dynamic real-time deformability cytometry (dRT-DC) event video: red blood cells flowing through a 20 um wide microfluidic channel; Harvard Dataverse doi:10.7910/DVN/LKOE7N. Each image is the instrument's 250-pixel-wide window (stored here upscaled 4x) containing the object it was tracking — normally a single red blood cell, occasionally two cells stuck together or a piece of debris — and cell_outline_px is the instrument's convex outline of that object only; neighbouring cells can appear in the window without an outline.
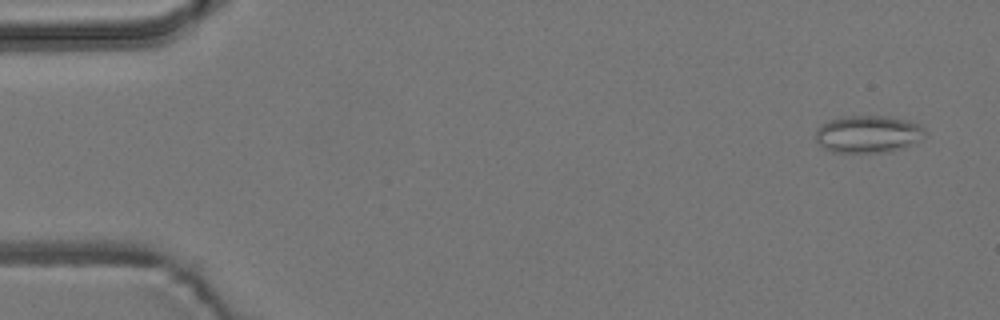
{"species": "common noctule bat (a hibernating species)", "species_latin": "Nyctalus noctula", "temperature_condition": "room temperature", "stored_images_in_passage": 4, "camera_frame_rate_fps": 3000, "um_per_image_px": 0.085, "animal": {"sex": "male", "body_mass_g": 19.2, "forearm_length_mm": 51.8}, "frame": {"image": 1, "passage_image": 1, "time_ms": 0.0, "image_size_px": [1000, 320], "cell_outline_px": [[928, 132], [920, 140], [904, 148], [892, 152], [832, 152], [824, 148], [816, 140], [816, 128], [832, 120], [848, 116], [884, 116], [904, 120], [920, 124]], "centroid_in_image_um": [73.83, 11.41], "position_along_channel_um": 11.2, "area_um2": 23.7}}